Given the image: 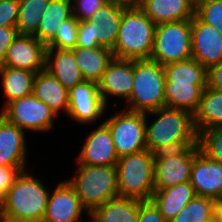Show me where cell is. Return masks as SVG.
Segmentation results:
<instances>
[{"label": "cell", "instance_id": "1", "mask_svg": "<svg viewBox=\"0 0 222 222\" xmlns=\"http://www.w3.org/2000/svg\"><path fill=\"white\" fill-rule=\"evenodd\" d=\"M49 195L40 179L26 170L21 171L3 196L0 214L22 222H42Z\"/></svg>", "mask_w": 222, "mask_h": 222}, {"label": "cell", "instance_id": "2", "mask_svg": "<svg viewBox=\"0 0 222 222\" xmlns=\"http://www.w3.org/2000/svg\"><path fill=\"white\" fill-rule=\"evenodd\" d=\"M156 24L137 5L122 13L118 38L112 49L116 59L147 60L153 49Z\"/></svg>", "mask_w": 222, "mask_h": 222}, {"label": "cell", "instance_id": "3", "mask_svg": "<svg viewBox=\"0 0 222 222\" xmlns=\"http://www.w3.org/2000/svg\"><path fill=\"white\" fill-rule=\"evenodd\" d=\"M154 167V153L148 149L119 157L116 164L119 196L151 200L155 190Z\"/></svg>", "mask_w": 222, "mask_h": 222}, {"label": "cell", "instance_id": "4", "mask_svg": "<svg viewBox=\"0 0 222 222\" xmlns=\"http://www.w3.org/2000/svg\"><path fill=\"white\" fill-rule=\"evenodd\" d=\"M77 167L76 175L67 182L74 188L88 214L109 199L119 196L116 165L78 164Z\"/></svg>", "mask_w": 222, "mask_h": 222}, {"label": "cell", "instance_id": "5", "mask_svg": "<svg viewBox=\"0 0 222 222\" xmlns=\"http://www.w3.org/2000/svg\"><path fill=\"white\" fill-rule=\"evenodd\" d=\"M165 71L150 59L134 60L133 88L127 110L147 113L165 106Z\"/></svg>", "mask_w": 222, "mask_h": 222}, {"label": "cell", "instance_id": "6", "mask_svg": "<svg viewBox=\"0 0 222 222\" xmlns=\"http://www.w3.org/2000/svg\"><path fill=\"white\" fill-rule=\"evenodd\" d=\"M149 114L158 117L150 124L147 120ZM145 116L146 148L152 153L175 140H197L193 115L186 110L164 106L145 113Z\"/></svg>", "mask_w": 222, "mask_h": 222}, {"label": "cell", "instance_id": "7", "mask_svg": "<svg viewBox=\"0 0 222 222\" xmlns=\"http://www.w3.org/2000/svg\"><path fill=\"white\" fill-rule=\"evenodd\" d=\"M192 58L191 19L156 25L150 60L162 66Z\"/></svg>", "mask_w": 222, "mask_h": 222}, {"label": "cell", "instance_id": "8", "mask_svg": "<svg viewBox=\"0 0 222 222\" xmlns=\"http://www.w3.org/2000/svg\"><path fill=\"white\" fill-rule=\"evenodd\" d=\"M103 123L110 130L118 157L147 149L145 113L121 110Z\"/></svg>", "mask_w": 222, "mask_h": 222}, {"label": "cell", "instance_id": "9", "mask_svg": "<svg viewBox=\"0 0 222 222\" xmlns=\"http://www.w3.org/2000/svg\"><path fill=\"white\" fill-rule=\"evenodd\" d=\"M0 114L25 132H48L53 127V118L57 116L33 94L9 102Z\"/></svg>", "mask_w": 222, "mask_h": 222}, {"label": "cell", "instance_id": "10", "mask_svg": "<svg viewBox=\"0 0 222 222\" xmlns=\"http://www.w3.org/2000/svg\"><path fill=\"white\" fill-rule=\"evenodd\" d=\"M107 109L99 92L98 85L93 81H83L69 90V107L67 115L76 123H92L102 117Z\"/></svg>", "mask_w": 222, "mask_h": 222}, {"label": "cell", "instance_id": "11", "mask_svg": "<svg viewBox=\"0 0 222 222\" xmlns=\"http://www.w3.org/2000/svg\"><path fill=\"white\" fill-rule=\"evenodd\" d=\"M47 46L33 35H17L8 47L1 66L39 72L45 69Z\"/></svg>", "mask_w": 222, "mask_h": 222}, {"label": "cell", "instance_id": "12", "mask_svg": "<svg viewBox=\"0 0 222 222\" xmlns=\"http://www.w3.org/2000/svg\"><path fill=\"white\" fill-rule=\"evenodd\" d=\"M192 58L206 69L222 61V35L196 15L191 19Z\"/></svg>", "mask_w": 222, "mask_h": 222}, {"label": "cell", "instance_id": "13", "mask_svg": "<svg viewBox=\"0 0 222 222\" xmlns=\"http://www.w3.org/2000/svg\"><path fill=\"white\" fill-rule=\"evenodd\" d=\"M197 196L222 199V163L210 159L199 148L191 168L190 181Z\"/></svg>", "mask_w": 222, "mask_h": 222}, {"label": "cell", "instance_id": "14", "mask_svg": "<svg viewBox=\"0 0 222 222\" xmlns=\"http://www.w3.org/2000/svg\"><path fill=\"white\" fill-rule=\"evenodd\" d=\"M109 128L102 122L98 128L86 136L77 156V164L89 166H114L118 162Z\"/></svg>", "mask_w": 222, "mask_h": 222}, {"label": "cell", "instance_id": "15", "mask_svg": "<svg viewBox=\"0 0 222 222\" xmlns=\"http://www.w3.org/2000/svg\"><path fill=\"white\" fill-rule=\"evenodd\" d=\"M50 192L46 213L42 222H80L83 211L87 210L81 204L74 188L61 181Z\"/></svg>", "mask_w": 222, "mask_h": 222}, {"label": "cell", "instance_id": "16", "mask_svg": "<svg viewBox=\"0 0 222 222\" xmlns=\"http://www.w3.org/2000/svg\"><path fill=\"white\" fill-rule=\"evenodd\" d=\"M134 60L116 59L108 64L106 70L97 82L103 101L108 105V96L129 99L133 88Z\"/></svg>", "mask_w": 222, "mask_h": 222}, {"label": "cell", "instance_id": "17", "mask_svg": "<svg viewBox=\"0 0 222 222\" xmlns=\"http://www.w3.org/2000/svg\"><path fill=\"white\" fill-rule=\"evenodd\" d=\"M198 152L199 145L197 144L187 155L155 159V190L165 189L179 183L190 181L192 164Z\"/></svg>", "mask_w": 222, "mask_h": 222}, {"label": "cell", "instance_id": "18", "mask_svg": "<svg viewBox=\"0 0 222 222\" xmlns=\"http://www.w3.org/2000/svg\"><path fill=\"white\" fill-rule=\"evenodd\" d=\"M25 131L0 114V165L27 167Z\"/></svg>", "mask_w": 222, "mask_h": 222}, {"label": "cell", "instance_id": "19", "mask_svg": "<svg viewBox=\"0 0 222 222\" xmlns=\"http://www.w3.org/2000/svg\"><path fill=\"white\" fill-rule=\"evenodd\" d=\"M130 4L111 0L96 11L87 22H94V32L102 47L113 49L118 38L119 26L123 11Z\"/></svg>", "mask_w": 222, "mask_h": 222}, {"label": "cell", "instance_id": "20", "mask_svg": "<svg viewBox=\"0 0 222 222\" xmlns=\"http://www.w3.org/2000/svg\"><path fill=\"white\" fill-rule=\"evenodd\" d=\"M136 4L156 25L192 19L195 15L191 0H139Z\"/></svg>", "mask_w": 222, "mask_h": 222}, {"label": "cell", "instance_id": "21", "mask_svg": "<svg viewBox=\"0 0 222 222\" xmlns=\"http://www.w3.org/2000/svg\"><path fill=\"white\" fill-rule=\"evenodd\" d=\"M45 69L68 90L85 81L72 50L47 48Z\"/></svg>", "mask_w": 222, "mask_h": 222}, {"label": "cell", "instance_id": "22", "mask_svg": "<svg viewBox=\"0 0 222 222\" xmlns=\"http://www.w3.org/2000/svg\"><path fill=\"white\" fill-rule=\"evenodd\" d=\"M33 95L45 103L57 116L62 110L68 113L69 90L46 69L36 73Z\"/></svg>", "mask_w": 222, "mask_h": 222}, {"label": "cell", "instance_id": "23", "mask_svg": "<svg viewBox=\"0 0 222 222\" xmlns=\"http://www.w3.org/2000/svg\"><path fill=\"white\" fill-rule=\"evenodd\" d=\"M196 196L194 187L189 181L154 190L151 201L159 209L165 220H172Z\"/></svg>", "mask_w": 222, "mask_h": 222}, {"label": "cell", "instance_id": "24", "mask_svg": "<svg viewBox=\"0 0 222 222\" xmlns=\"http://www.w3.org/2000/svg\"><path fill=\"white\" fill-rule=\"evenodd\" d=\"M142 200L117 196L95 208L90 215L97 222H137Z\"/></svg>", "mask_w": 222, "mask_h": 222}, {"label": "cell", "instance_id": "25", "mask_svg": "<svg viewBox=\"0 0 222 222\" xmlns=\"http://www.w3.org/2000/svg\"><path fill=\"white\" fill-rule=\"evenodd\" d=\"M71 0H50L33 35L46 46L55 38L61 24L73 16Z\"/></svg>", "mask_w": 222, "mask_h": 222}, {"label": "cell", "instance_id": "26", "mask_svg": "<svg viewBox=\"0 0 222 222\" xmlns=\"http://www.w3.org/2000/svg\"><path fill=\"white\" fill-rule=\"evenodd\" d=\"M72 51L84 79L96 83L114 58L112 50L105 47H76Z\"/></svg>", "mask_w": 222, "mask_h": 222}, {"label": "cell", "instance_id": "27", "mask_svg": "<svg viewBox=\"0 0 222 222\" xmlns=\"http://www.w3.org/2000/svg\"><path fill=\"white\" fill-rule=\"evenodd\" d=\"M193 123L197 135L207 128L222 126V91L208 86L203 90Z\"/></svg>", "mask_w": 222, "mask_h": 222}, {"label": "cell", "instance_id": "28", "mask_svg": "<svg viewBox=\"0 0 222 222\" xmlns=\"http://www.w3.org/2000/svg\"><path fill=\"white\" fill-rule=\"evenodd\" d=\"M207 84H175L165 82V106L183 109L192 115L197 111Z\"/></svg>", "mask_w": 222, "mask_h": 222}, {"label": "cell", "instance_id": "29", "mask_svg": "<svg viewBox=\"0 0 222 222\" xmlns=\"http://www.w3.org/2000/svg\"><path fill=\"white\" fill-rule=\"evenodd\" d=\"M36 73L24 69L0 66L3 93L6 101L3 108L11 101L33 94V82Z\"/></svg>", "mask_w": 222, "mask_h": 222}, {"label": "cell", "instance_id": "30", "mask_svg": "<svg viewBox=\"0 0 222 222\" xmlns=\"http://www.w3.org/2000/svg\"><path fill=\"white\" fill-rule=\"evenodd\" d=\"M165 82L175 84H207V69L198 61L190 58L163 66Z\"/></svg>", "mask_w": 222, "mask_h": 222}, {"label": "cell", "instance_id": "31", "mask_svg": "<svg viewBox=\"0 0 222 222\" xmlns=\"http://www.w3.org/2000/svg\"><path fill=\"white\" fill-rule=\"evenodd\" d=\"M50 0H18L19 14L16 28L19 35H34L43 11Z\"/></svg>", "mask_w": 222, "mask_h": 222}, {"label": "cell", "instance_id": "32", "mask_svg": "<svg viewBox=\"0 0 222 222\" xmlns=\"http://www.w3.org/2000/svg\"><path fill=\"white\" fill-rule=\"evenodd\" d=\"M216 200L195 196L169 222H208L215 218Z\"/></svg>", "mask_w": 222, "mask_h": 222}, {"label": "cell", "instance_id": "33", "mask_svg": "<svg viewBox=\"0 0 222 222\" xmlns=\"http://www.w3.org/2000/svg\"><path fill=\"white\" fill-rule=\"evenodd\" d=\"M197 143L207 157L222 163V126L201 131L198 134Z\"/></svg>", "mask_w": 222, "mask_h": 222}, {"label": "cell", "instance_id": "34", "mask_svg": "<svg viewBox=\"0 0 222 222\" xmlns=\"http://www.w3.org/2000/svg\"><path fill=\"white\" fill-rule=\"evenodd\" d=\"M78 25L79 21L74 16L65 20L47 48L75 49L77 47Z\"/></svg>", "mask_w": 222, "mask_h": 222}, {"label": "cell", "instance_id": "35", "mask_svg": "<svg viewBox=\"0 0 222 222\" xmlns=\"http://www.w3.org/2000/svg\"><path fill=\"white\" fill-rule=\"evenodd\" d=\"M195 15L222 35V0H205L195 6Z\"/></svg>", "mask_w": 222, "mask_h": 222}, {"label": "cell", "instance_id": "36", "mask_svg": "<svg viewBox=\"0 0 222 222\" xmlns=\"http://www.w3.org/2000/svg\"><path fill=\"white\" fill-rule=\"evenodd\" d=\"M197 140H175L159 147L154 152L155 159L174 158L187 155L196 145Z\"/></svg>", "mask_w": 222, "mask_h": 222}, {"label": "cell", "instance_id": "37", "mask_svg": "<svg viewBox=\"0 0 222 222\" xmlns=\"http://www.w3.org/2000/svg\"><path fill=\"white\" fill-rule=\"evenodd\" d=\"M111 0H71L73 16L78 21L87 20ZM75 2V3H74Z\"/></svg>", "mask_w": 222, "mask_h": 222}, {"label": "cell", "instance_id": "38", "mask_svg": "<svg viewBox=\"0 0 222 222\" xmlns=\"http://www.w3.org/2000/svg\"><path fill=\"white\" fill-rule=\"evenodd\" d=\"M77 47L96 48L102 47L95 36L94 22L79 21Z\"/></svg>", "mask_w": 222, "mask_h": 222}, {"label": "cell", "instance_id": "39", "mask_svg": "<svg viewBox=\"0 0 222 222\" xmlns=\"http://www.w3.org/2000/svg\"><path fill=\"white\" fill-rule=\"evenodd\" d=\"M19 14V2L0 0V26H16Z\"/></svg>", "mask_w": 222, "mask_h": 222}, {"label": "cell", "instance_id": "40", "mask_svg": "<svg viewBox=\"0 0 222 222\" xmlns=\"http://www.w3.org/2000/svg\"><path fill=\"white\" fill-rule=\"evenodd\" d=\"M137 222H167L159 209L151 201H143L140 204Z\"/></svg>", "mask_w": 222, "mask_h": 222}, {"label": "cell", "instance_id": "41", "mask_svg": "<svg viewBox=\"0 0 222 222\" xmlns=\"http://www.w3.org/2000/svg\"><path fill=\"white\" fill-rule=\"evenodd\" d=\"M27 167H9L0 165V194L4 196L13 185L16 177Z\"/></svg>", "mask_w": 222, "mask_h": 222}, {"label": "cell", "instance_id": "42", "mask_svg": "<svg viewBox=\"0 0 222 222\" xmlns=\"http://www.w3.org/2000/svg\"><path fill=\"white\" fill-rule=\"evenodd\" d=\"M18 35L16 26H0V66L3 64L8 47Z\"/></svg>", "mask_w": 222, "mask_h": 222}, {"label": "cell", "instance_id": "43", "mask_svg": "<svg viewBox=\"0 0 222 222\" xmlns=\"http://www.w3.org/2000/svg\"><path fill=\"white\" fill-rule=\"evenodd\" d=\"M207 86L222 91V61L207 69Z\"/></svg>", "mask_w": 222, "mask_h": 222}, {"label": "cell", "instance_id": "44", "mask_svg": "<svg viewBox=\"0 0 222 222\" xmlns=\"http://www.w3.org/2000/svg\"><path fill=\"white\" fill-rule=\"evenodd\" d=\"M215 218L218 222H222V199L216 201Z\"/></svg>", "mask_w": 222, "mask_h": 222}, {"label": "cell", "instance_id": "45", "mask_svg": "<svg viewBox=\"0 0 222 222\" xmlns=\"http://www.w3.org/2000/svg\"><path fill=\"white\" fill-rule=\"evenodd\" d=\"M0 222H22V221L10 219L0 214Z\"/></svg>", "mask_w": 222, "mask_h": 222}, {"label": "cell", "instance_id": "46", "mask_svg": "<svg viewBox=\"0 0 222 222\" xmlns=\"http://www.w3.org/2000/svg\"><path fill=\"white\" fill-rule=\"evenodd\" d=\"M127 4H136L139 0H117Z\"/></svg>", "mask_w": 222, "mask_h": 222}, {"label": "cell", "instance_id": "47", "mask_svg": "<svg viewBox=\"0 0 222 222\" xmlns=\"http://www.w3.org/2000/svg\"><path fill=\"white\" fill-rule=\"evenodd\" d=\"M205 1V0H191V2L196 6L200 2Z\"/></svg>", "mask_w": 222, "mask_h": 222}, {"label": "cell", "instance_id": "48", "mask_svg": "<svg viewBox=\"0 0 222 222\" xmlns=\"http://www.w3.org/2000/svg\"><path fill=\"white\" fill-rule=\"evenodd\" d=\"M2 203H3V196L0 194V209L2 207Z\"/></svg>", "mask_w": 222, "mask_h": 222}, {"label": "cell", "instance_id": "49", "mask_svg": "<svg viewBox=\"0 0 222 222\" xmlns=\"http://www.w3.org/2000/svg\"><path fill=\"white\" fill-rule=\"evenodd\" d=\"M89 216H90V218H91V220L90 221H88V222H97L90 214H88Z\"/></svg>", "mask_w": 222, "mask_h": 222}, {"label": "cell", "instance_id": "50", "mask_svg": "<svg viewBox=\"0 0 222 222\" xmlns=\"http://www.w3.org/2000/svg\"><path fill=\"white\" fill-rule=\"evenodd\" d=\"M208 222H218L216 218H213L212 220L208 221Z\"/></svg>", "mask_w": 222, "mask_h": 222}]
</instances>
